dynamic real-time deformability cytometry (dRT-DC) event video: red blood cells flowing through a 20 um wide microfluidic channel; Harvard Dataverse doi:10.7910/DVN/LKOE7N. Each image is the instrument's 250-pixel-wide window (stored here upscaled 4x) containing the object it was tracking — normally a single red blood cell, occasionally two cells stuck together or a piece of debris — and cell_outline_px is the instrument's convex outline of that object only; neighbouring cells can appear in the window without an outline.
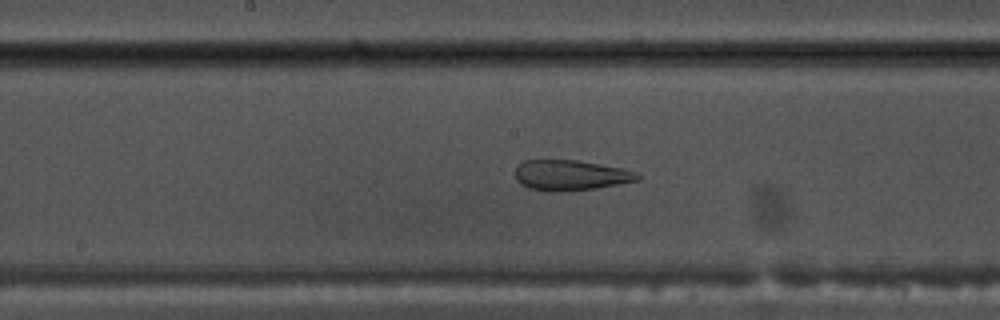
{"species": "common noctule bat (a hibernating species)", "species_latin": "Nyctalus noctula", "temperature_condition": "warm", "stored_images_in_passage": 53, "camera_frame_rate_fps": 3000, "um_per_image_px": 0.085, "animal": {"sex": "male", "body_mass_g": 17.5, "forearm_length_mm": 52.3}, "frame": {"image": 1, "passage_image": 27, "time_ms": 8.667, "image_size_px": [1000, 320], "cell_outline_px": [[640, 180], [620, 184], [596, 188], [556, 192], [552, 192], [528, 188], [520, 184], [516, 180], [516, 164], [524, 160], [576, 160], [600, 164], [620, 168], [636, 172], [640, 176]], "centroid_in_image_um": [48.47, 14.9], "position_along_channel_um": 199.7, "area_um2": 21.73}}
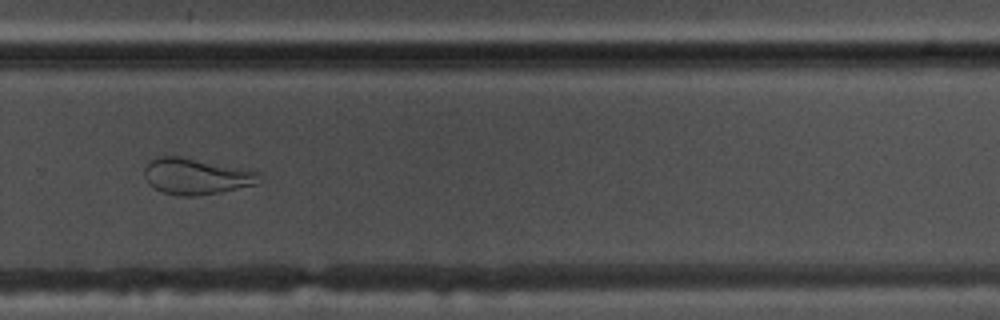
{"frame": {"image": 2, "passage_image": 36, "time_ms": 11.667, "image_size_px": [1000, 320], "cell_outline_px": [[264, 180], [260, 184], [220, 192], [192, 196], [180, 196], [164, 192], [148, 184], [144, 176], [144, 168], [156, 156], [180, 156], [260, 172]], "centroid_in_image_um": [16.72, 14.99], "position_along_channel_um": 313.1, "area_um2": 24.22}}
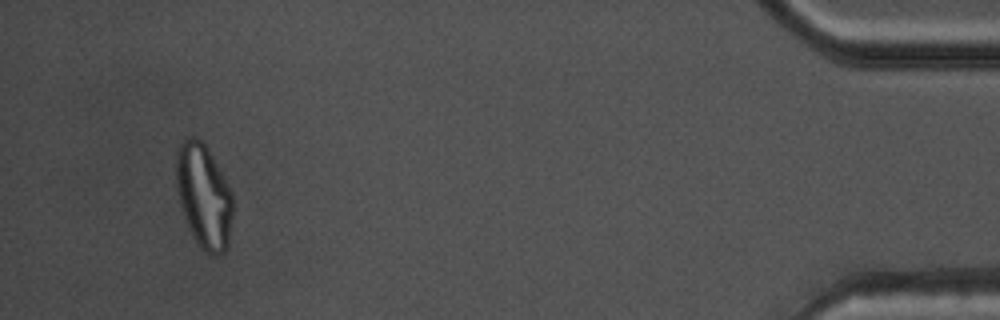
{"frame": {"image": 3, "passage_image": 50, "time_ms": 16.333, "image_size_px": [1000, 320], "cell_outline_px": [[232, 216], [228, 248], [224, 252], [216, 256], [212, 256], [204, 252], [196, 244], [192, 236], [184, 216], [176, 192], [176, 152], [180, 144], [188, 136], [196, 136], [208, 148], [224, 176], [232, 192]], "centroid_in_image_um": [17.32, 16.7], "position_along_channel_um": 417.9, "area_um2": 34.91}}